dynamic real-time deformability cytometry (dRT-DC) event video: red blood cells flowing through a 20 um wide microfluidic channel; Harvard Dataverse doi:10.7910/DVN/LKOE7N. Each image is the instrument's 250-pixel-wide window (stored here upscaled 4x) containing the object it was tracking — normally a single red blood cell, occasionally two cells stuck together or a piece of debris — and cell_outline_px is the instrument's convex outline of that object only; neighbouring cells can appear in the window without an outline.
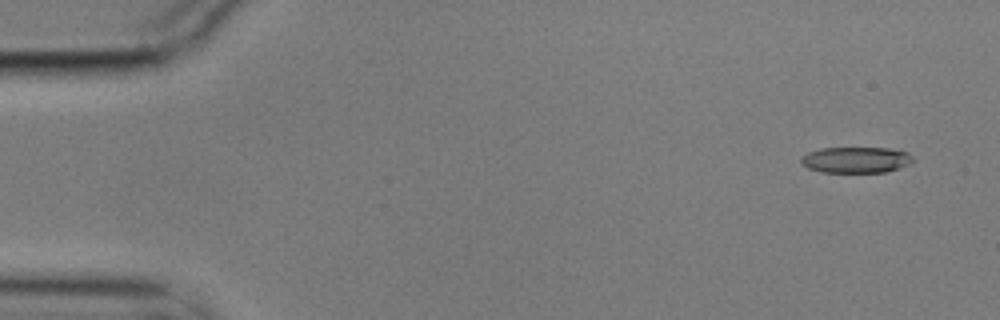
{"species": "common noctule bat (a hibernating species)", "species_latin": "Nyctalus noctula", "temperature_condition": "cold", "stored_images_in_passage": 5, "camera_frame_rate_fps": 3000, "um_per_image_px": 0.085, "animal": {"sex": "male", "body_mass_g": 17.9}, "frame": {"image": 1, "passage_image": 2, "time_ms": 0.333, "image_size_px": [1000, 320], "cell_outline_px": [[916, 160], [900, 168], [884, 172], [820, 172], [808, 168], [800, 164], [800, 156], [808, 152], [820, 148], [888, 148], [908, 152]], "centroid_in_image_um": [72.73, 13.59], "position_along_channel_um": 12.3, "area_um2": 17.17}}
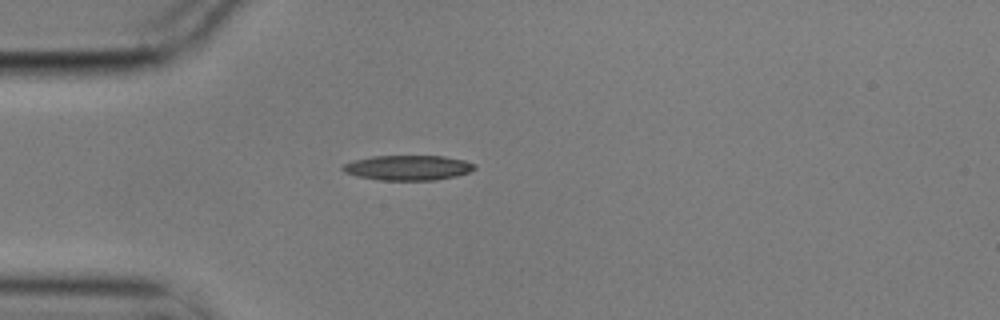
{"frame": {"image": 2, "passage_image": 5, "time_ms": 1.333, "image_size_px": [1000, 320], "cell_outline_px": [[476, 168], [468, 172], [456, 176], [436, 180], [380, 180], [356, 176], [344, 172], [340, 168], [344, 164], [352, 160], [372, 156], [444, 156], [464, 160], [476, 164]], "centroid_in_image_um": [34.66, 14.25], "position_along_channel_um": 50.3, "area_um2": 19.31}}